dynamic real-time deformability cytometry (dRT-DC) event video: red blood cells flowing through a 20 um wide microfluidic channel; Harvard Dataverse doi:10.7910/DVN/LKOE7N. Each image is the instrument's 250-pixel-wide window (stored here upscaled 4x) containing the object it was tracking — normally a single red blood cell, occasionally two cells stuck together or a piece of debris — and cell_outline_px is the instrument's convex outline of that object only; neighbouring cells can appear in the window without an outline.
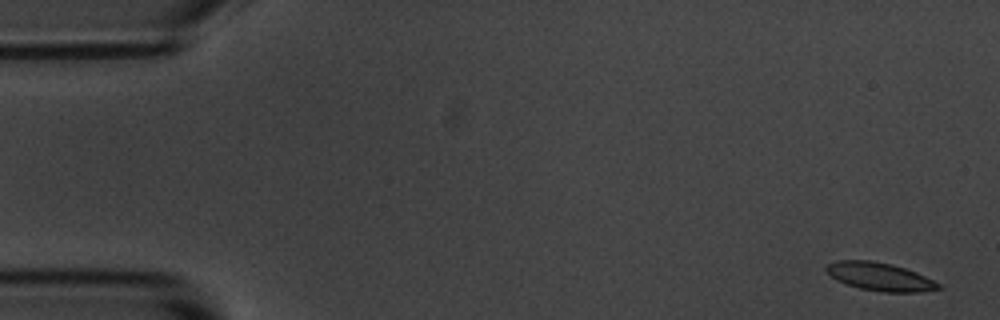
{"species": "common noctule bat (a hibernating species)", "species_latin": "Nyctalus noctula", "temperature_condition": "room temperature", "stored_images_in_passage": 6, "segment_of_instrument_passage": [1, 2], "camera_frame_rate_fps": 3000, "um_per_image_px": 0.085, "animal": {"sex": "male", "body_mass_g": 20.1, "forearm_length_mm": 53.5}, "frame": {"image": 1, "passage_image": 1, "time_ms": 0.0, "image_size_px": [1000, 320], "cell_outline_px": [[944, 288], [920, 292], [884, 292], [860, 288], [836, 280], [824, 268], [828, 264], [836, 260], [868, 260], [892, 264], [916, 272], [940, 284]], "centroid_in_image_um": [74.8, 23.51], "position_along_channel_um": 10.2, "area_um2": 18.21}}
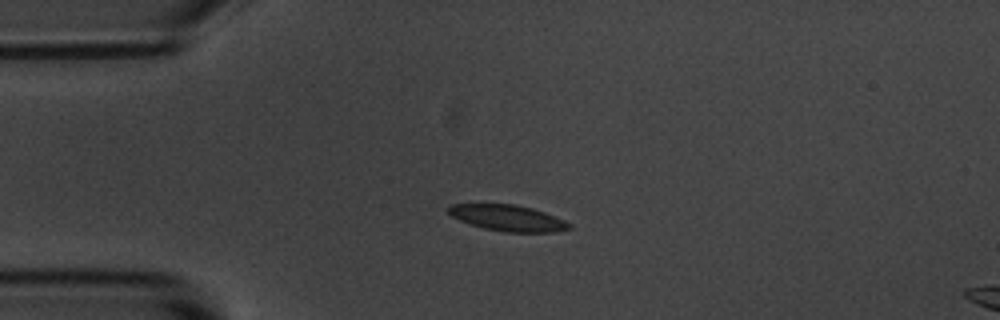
{"frame": {"image": 2, "passage_image": 4, "time_ms": 3.667, "image_size_px": [1000, 320], "cell_outline_px": [[572, 228], [556, 232], [504, 232], [484, 228], [460, 220], [452, 216], [444, 208], [452, 204], [516, 204], [532, 208], [544, 212], [564, 220], [572, 224]], "centroid_in_image_um": [43.17, 18.52], "position_along_channel_um": 41.8, "area_um2": 18.38}}